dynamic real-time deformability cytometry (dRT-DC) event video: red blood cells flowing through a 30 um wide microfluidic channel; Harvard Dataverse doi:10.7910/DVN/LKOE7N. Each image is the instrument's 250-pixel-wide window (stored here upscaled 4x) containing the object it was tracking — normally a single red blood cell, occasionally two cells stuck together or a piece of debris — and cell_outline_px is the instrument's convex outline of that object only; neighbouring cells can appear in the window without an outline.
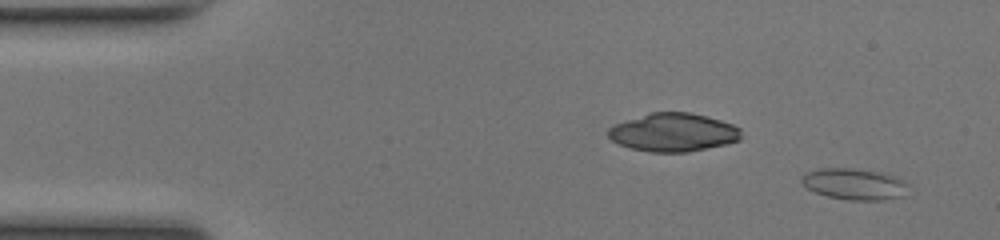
{"species": "common noctule bat (a hibernating species)", "species_latin": "Nyctalus noctula", "temperature_condition": "room temperature", "stored_images_in_passage": 48, "camera_frame_rate_fps": 3000, "um_per_image_px": 0.085, "animal": {"sex": "female", "body_mass_g": 17.0, "forearm_length_mm": 48.0}, "frame": {"image": 1, "passage_image": 2, "time_ms": 0.333, "image_size_px": [1000, 240], "cell_outline_px": [[908, 184], [904, 196], [884, 200], [848, 200], [828, 196], [816, 192], [808, 188], [800, 180], [800, 176], [804, 172], [816, 168], [852, 168], [876, 172], [896, 176], [904, 180]], "centroid_in_image_um": [72.6, 15.64], "position_along_channel_um": 12.4, "area_um2": 19.54}}
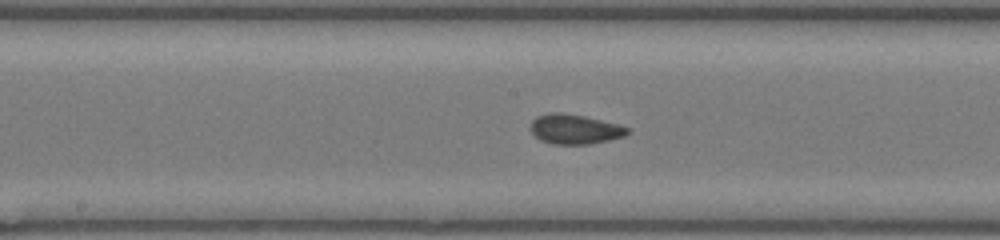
{"frame": {"image": 2, "passage_image": 24, "time_ms": 7.667, "image_size_px": [1000, 240], "cell_outline_px": [[632, 132], [624, 136], [608, 140], [588, 144], [552, 144], [540, 140], [528, 128], [532, 120], [536, 116], [552, 112], [560, 112], [584, 116], [616, 124], [628, 128]], "centroid_in_image_um": [48.81, 10.98], "position_along_channel_um": 199.4, "area_um2": 16.76}}
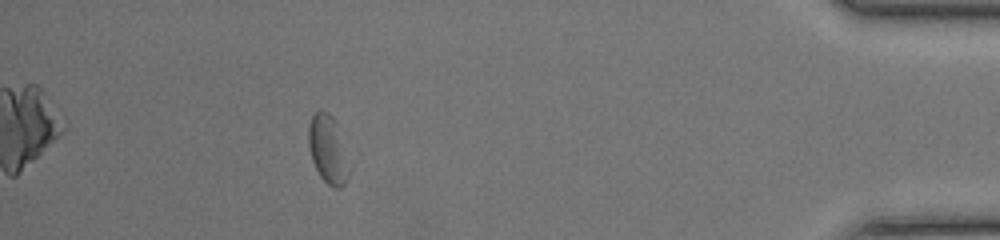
{"frame": {"image": 3, "passage_image": 43, "time_ms": 14.0, "image_size_px": [1000, 240], "cell_outline_px": [[348, 180], [340, 188], [336, 188], [328, 184], [320, 176], [312, 160], [308, 144], [308, 124], [312, 116], [320, 108], [328, 112], [336, 120], [348, 172]], "centroid_in_image_um": [27.82, 12.66], "position_along_channel_um": 407.4, "area_um2": 15.66}, "authors_computed_cell_mechanics": {"area_um2": 16.5886, "velocity_mm_per_s": 4.1872, "shape_relaxation_time_tau1_ms": 2.9418, "shape_relaxation_time_tau2_ms": 2.0285, "deformation_change_tau1": 0.0964, "deformation_change_tau2": 0.0794}}